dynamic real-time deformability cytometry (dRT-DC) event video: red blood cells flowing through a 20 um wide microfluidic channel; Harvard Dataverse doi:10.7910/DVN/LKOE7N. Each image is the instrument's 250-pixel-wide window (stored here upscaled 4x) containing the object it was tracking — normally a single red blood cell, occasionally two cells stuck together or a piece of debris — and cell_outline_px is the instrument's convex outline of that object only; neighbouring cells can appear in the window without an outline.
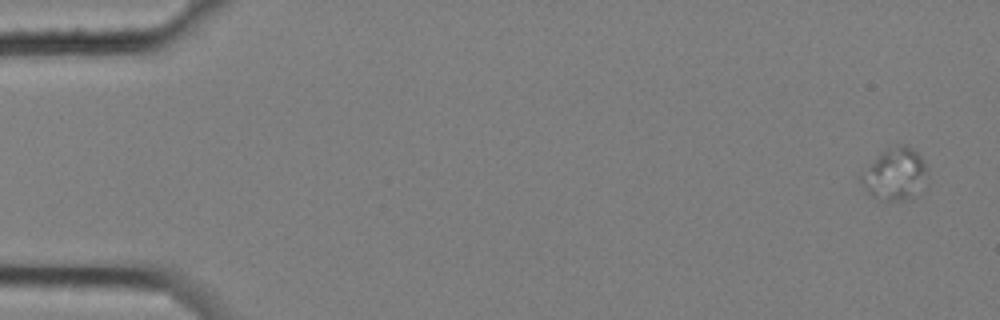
{"species": "common noctule bat (a hibernating species)", "species_latin": "Nyctalus noctula", "temperature_condition": "cold", "stored_images_in_passage": 5, "camera_frame_rate_fps": 3000, "um_per_image_px": 0.085, "animal": {"sex": "female", "body_mass_g": 25.1}, "frame": {"image": 1, "passage_image": 1, "time_ms": 0.0, "image_size_px": [1000, 320], "cell_outline_px": [[928, 176], [904, 200], [884, 200], [872, 196], [868, 192], [868, 172], [872, 164], [880, 152], [896, 144], [904, 144], [912, 148], [920, 156], [928, 168]], "centroid_in_image_um": [76.19, 14.72], "position_along_channel_um": 8.8, "area_um2": 18.26}}
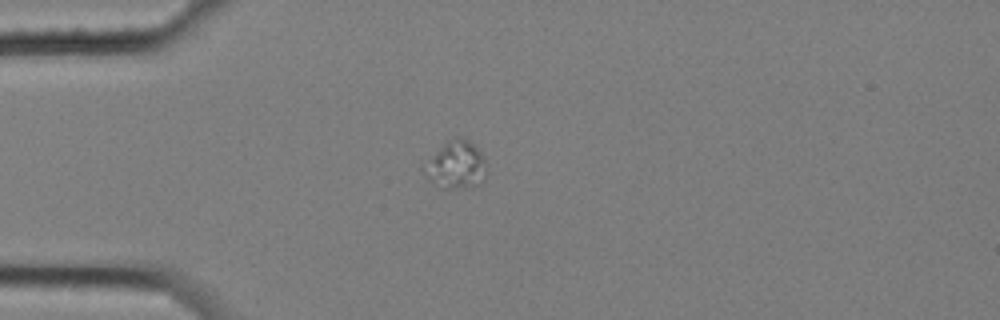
{"frame": {"image": 2, "passage_image": 5, "time_ms": 1.333, "image_size_px": [1000, 320], "cell_outline_px": [[484, 180], [480, 184], [456, 188], [448, 188], [428, 180], [420, 168], [448, 140], [460, 136], [468, 140], [480, 152], [484, 160]], "centroid_in_image_um": [38.73, 14.01], "position_along_channel_um": 46.3, "area_um2": 16.76}}